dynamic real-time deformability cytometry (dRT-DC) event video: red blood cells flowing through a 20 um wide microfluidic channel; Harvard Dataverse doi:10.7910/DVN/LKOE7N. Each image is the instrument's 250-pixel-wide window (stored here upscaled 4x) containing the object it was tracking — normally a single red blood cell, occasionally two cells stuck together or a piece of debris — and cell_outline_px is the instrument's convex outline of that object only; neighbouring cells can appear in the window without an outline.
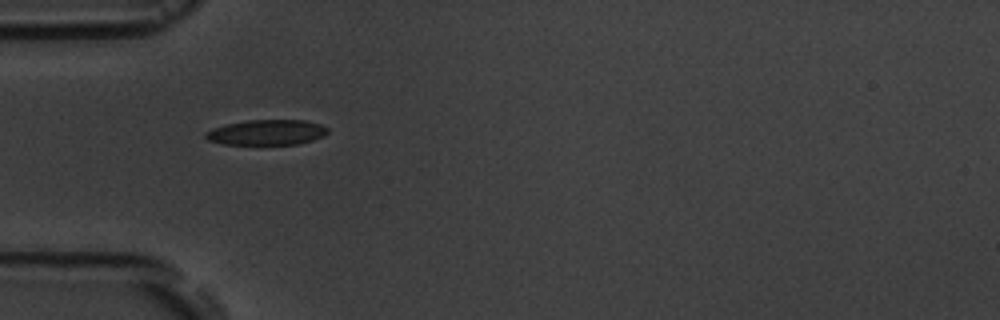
{"species": "common noctule bat (a hibernating species)", "species_latin": "Nyctalus noctula", "temperature_condition": "room temperature", "stored_images_in_passage": 11, "camera_frame_rate_fps": 3000, "um_per_image_px": 0.085, "animal": {"sex": "male", "body_mass_g": 19.5, "forearm_length_mm": 54.6}, "frame": {"image": 1, "passage_image": 1, "time_ms": 0.0, "image_size_px": [1000, 320], "cell_outline_px": [[328, 132], [324, 136], [312, 140], [296, 144], [224, 144], [208, 140], [204, 136], [204, 132], [212, 128], [228, 124], [248, 120], [304, 120], [320, 124], [328, 128]], "centroid_in_image_um": [22.67, 11.25], "position_along_channel_um": 62.3, "area_um2": 17.92}}
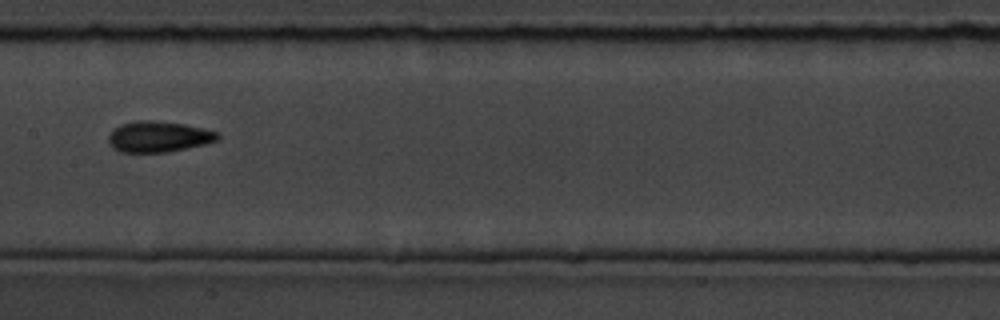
{"frame": {"image": 2, "passage_image": 4, "time_ms": 3.667, "image_size_px": [1000, 320], "cell_outline_px": [[220, 140], [204, 144], [164, 152], [120, 152], [112, 148], [108, 140], [108, 136], [112, 128], [120, 124], [136, 120], [152, 120], [184, 124], [220, 132]], "centroid_in_image_um": [13.45, 11.6], "position_along_channel_um": 193.9, "area_um2": 19.77}}
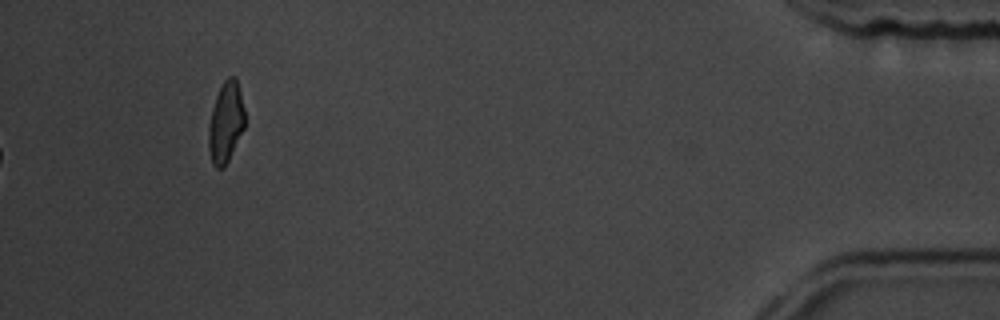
{"frame": {"image": 3, "passage_image": 11, "time_ms": 11.667, "image_size_px": [1000, 320], "cell_outline_px": [[244, 128], [228, 160], [220, 168], [216, 168], [212, 164], [208, 148], [208, 128], [212, 108], [216, 96], [224, 80], [228, 76], [236, 76], [244, 108]], "centroid_in_image_um": [19.18, 10.38], "position_along_channel_um": 416.0, "area_um2": 16.88}}